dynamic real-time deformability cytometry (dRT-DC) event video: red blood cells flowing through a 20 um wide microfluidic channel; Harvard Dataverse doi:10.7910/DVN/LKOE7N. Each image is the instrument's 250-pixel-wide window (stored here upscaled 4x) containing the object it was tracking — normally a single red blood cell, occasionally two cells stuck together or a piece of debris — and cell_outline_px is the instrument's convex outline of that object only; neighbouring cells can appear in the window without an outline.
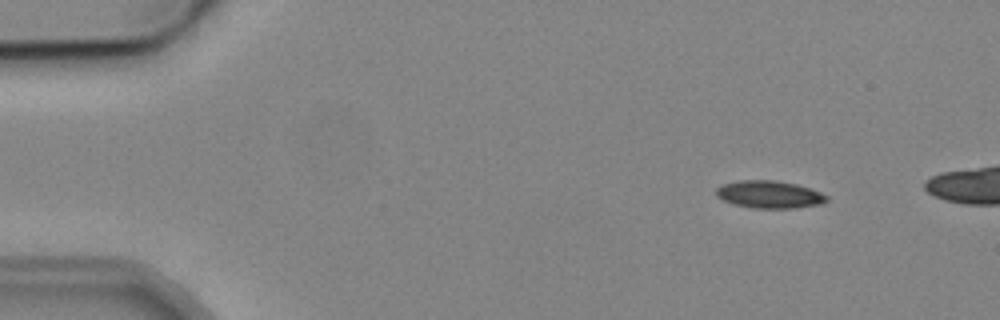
{"species": "common noctule bat (a hibernating species)", "species_latin": "Nyctalus noctula", "temperature_condition": "cold", "stored_images_in_passage": 2, "camera_frame_rate_fps": 3000, "um_per_image_px": 0.085, "animal": {"sex": "male", "body_mass_g": 19.2, "forearm_length_mm": 51.8}, "frame": {"image": 1, "passage_image": 2, "time_ms": 1.333, "image_size_px": [1000, 320], "cell_outline_px": [[828, 200], [820, 204], [796, 208], [752, 208], [732, 204], [716, 196], [716, 188], [724, 184], [740, 180], [772, 180], [796, 184], [820, 192], [828, 196]], "centroid_in_image_um": [65.38, 16.54], "position_along_channel_um": 19.6, "area_um2": 17.63}}